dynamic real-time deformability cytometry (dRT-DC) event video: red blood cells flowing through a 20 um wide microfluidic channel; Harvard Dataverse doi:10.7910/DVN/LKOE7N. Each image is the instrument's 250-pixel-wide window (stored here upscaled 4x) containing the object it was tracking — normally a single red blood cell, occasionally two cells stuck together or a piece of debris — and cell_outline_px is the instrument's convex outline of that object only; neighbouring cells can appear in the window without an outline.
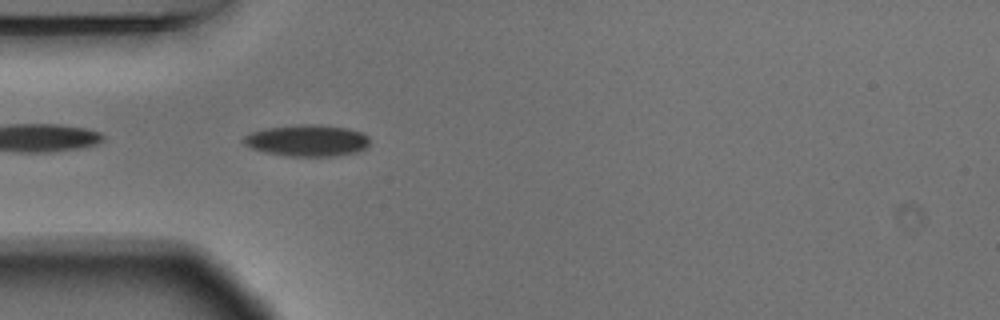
{"species": "Egyptian fruit bat (a non-hibernating species)", "species_latin": "Rousettus aegyptiacus", "temperature_condition": "warm", "stored_images_in_passage": 25, "camera_frame_rate_fps": 3000, "um_per_image_px": 0.085, "animal": {"sex": "male"}, "frame": {"image": 1, "passage_image": 2, "time_ms": 0.333, "image_size_px": [1000, 320], "cell_outline_px": [[368, 144], [364, 148], [356, 152], [332, 156], [288, 156], [264, 152], [252, 148], [244, 144], [240, 140], [244, 136], [252, 132], [264, 128], [300, 124], [312, 124], [348, 128], [360, 132], [368, 136]], "centroid_in_image_um": [26.06, 11.94], "position_along_channel_um": 58.9, "area_um2": 23.12}}
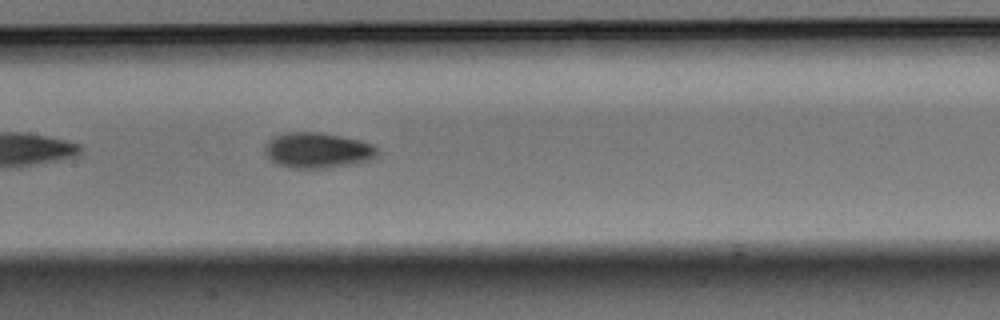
{"frame": {"image": 2, "passage_image": 12, "time_ms": 3.667, "image_size_px": [1000, 320], "cell_outline_px": [[376, 156], [368, 160], [324, 168], [288, 168], [276, 164], [264, 152], [264, 144], [272, 136], [284, 132], [320, 132], [360, 140], [372, 144], [376, 148]], "centroid_in_image_um": [26.9, 12.76], "position_along_channel_um": 180.5, "area_um2": 23.18}}
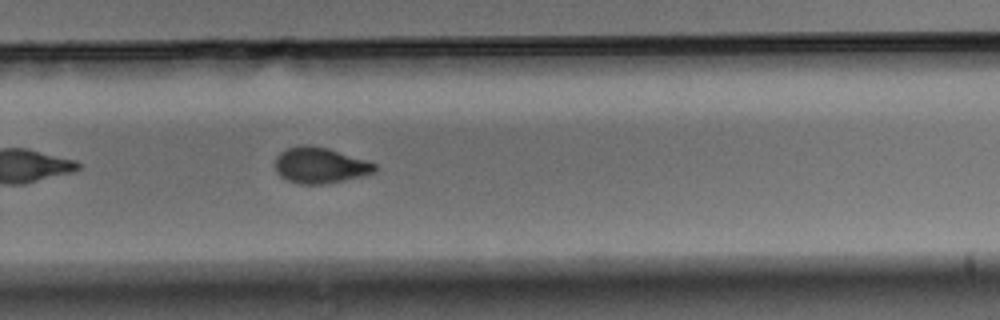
{"frame": {"image": 3, "passage_image": 22, "time_ms": 7.0, "image_size_px": [1000, 320], "cell_outline_px": [[376, 168], [372, 172], [324, 184], [296, 184], [280, 176], [276, 172], [276, 156], [280, 152], [288, 148], [304, 144], [328, 148], [368, 160], [376, 164]], "centroid_in_image_um": [27.15, 14.04], "position_along_channel_um": 302.6, "area_um2": 20.52}}